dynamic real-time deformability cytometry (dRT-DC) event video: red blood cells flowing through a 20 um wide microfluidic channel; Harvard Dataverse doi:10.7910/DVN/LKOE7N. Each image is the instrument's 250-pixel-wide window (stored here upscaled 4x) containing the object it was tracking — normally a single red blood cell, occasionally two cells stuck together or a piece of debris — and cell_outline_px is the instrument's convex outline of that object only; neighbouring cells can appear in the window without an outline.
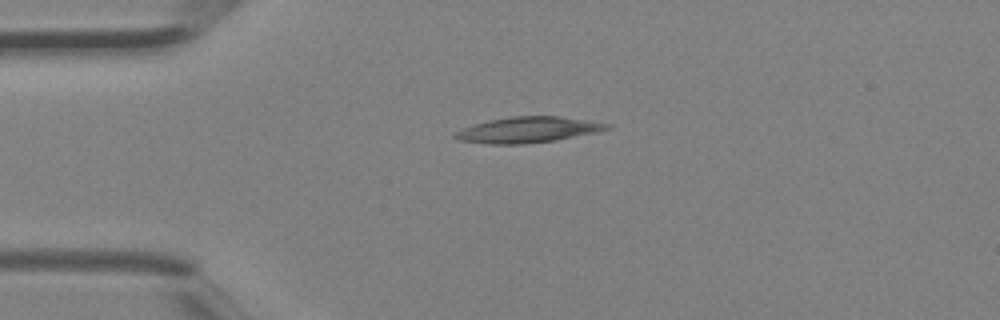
{"species": "Egyptian fruit bat (a non-hibernating species)", "species_latin": "Rousettus aegyptiacus", "temperature_condition": "room temperature", "stored_images_in_passage": 2, "camera_frame_rate_fps": 3000, "um_per_image_px": 0.085, "animal": {"sex": "female"}, "frame": {"image": 1, "passage_image": 1, "time_ms": 0.0, "image_size_px": [1000, 320], "cell_outline_px": [[612, 128], [596, 132], [556, 140], [524, 144], [488, 144], [460, 140], [452, 136], [452, 132], [488, 120], [512, 116], [560, 116], [612, 124]], "centroid_in_image_um": [44.88, 11.03], "position_along_channel_um": 40.1, "area_um2": 22.77}}